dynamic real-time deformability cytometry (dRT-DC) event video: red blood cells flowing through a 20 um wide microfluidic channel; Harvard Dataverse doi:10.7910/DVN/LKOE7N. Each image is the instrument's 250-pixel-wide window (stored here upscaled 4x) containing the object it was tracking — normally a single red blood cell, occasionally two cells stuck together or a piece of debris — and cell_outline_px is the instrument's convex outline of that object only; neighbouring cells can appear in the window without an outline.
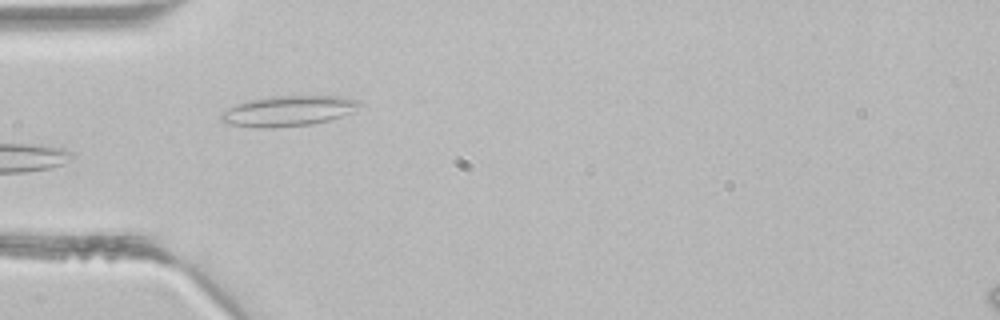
{"species": "common noctule bat (a hibernating species)", "species_latin": "Nyctalus noctula", "temperature_condition": "room temperature", "stored_images_in_passage": 4, "camera_frame_rate_fps": 3000, "um_per_image_px": 0.085, "animal": {"sex": "male", "body_mass_g": 21.5, "forearm_length_mm": 52.0}, "frame": {"image": 1, "passage_image": 3, "time_ms": 0.667, "image_size_px": [1000, 320], "cell_outline_px": [[364, 104], [352, 112], [328, 120], [312, 124], [272, 128], [260, 128], [224, 124], [220, 120], [220, 112], [236, 104], [248, 100], [272, 96], [344, 96], [360, 100]], "centroid_in_image_um": [24.48, 9.43], "position_along_channel_um": 60.5, "area_um2": 24.85}}